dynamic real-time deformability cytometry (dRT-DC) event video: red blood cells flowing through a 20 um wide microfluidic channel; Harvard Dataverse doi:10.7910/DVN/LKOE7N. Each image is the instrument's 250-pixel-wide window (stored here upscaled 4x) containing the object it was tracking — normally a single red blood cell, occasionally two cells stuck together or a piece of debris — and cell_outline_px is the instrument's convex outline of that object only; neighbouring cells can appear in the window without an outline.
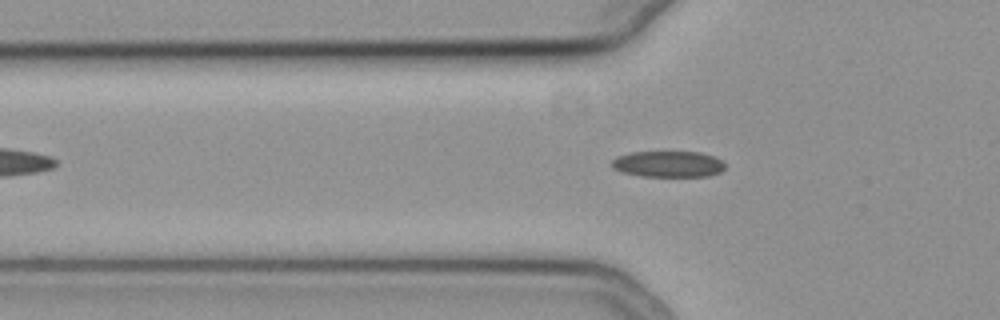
{"species": "common noctule bat (a hibernating species)", "species_latin": "Nyctalus noctula", "temperature_condition": "cold", "stored_images_in_passage": 52, "segment_of_instrument_passage": [1, 2], "camera_frame_rate_fps": 3000, "um_per_image_px": 0.085, "animal": {"sex": "female", "body_mass_g": 19.3, "forearm_length_mm": 54.1}, "frame": {"image": 1, "passage_image": 14, "time_ms": 4.333, "image_size_px": [1000, 320], "cell_outline_px": [[724, 168], [720, 172], [708, 176], [640, 176], [620, 172], [612, 168], [612, 160], [616, 156], [632, 152], [700, 152], [712, 156], [720, 160], [724, 164]], "centroid_in_image_um": [56.75, 13.95], "position_along_channel_um": 69.1, "area_um2": 17.22}}
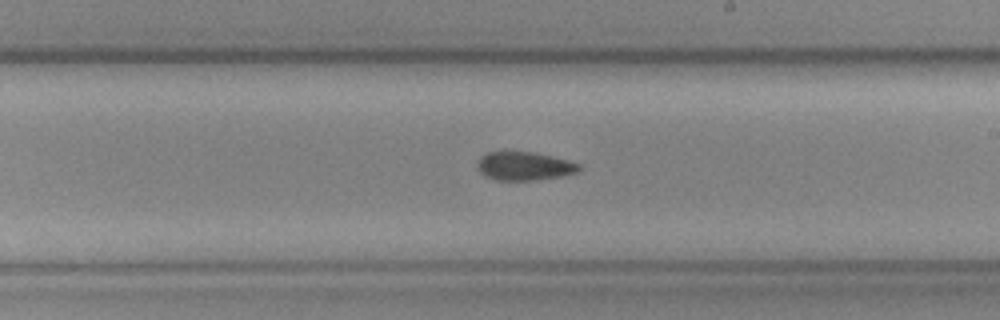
{"frame": {"image": 2, "passage_image": 28, "time_ms": 9.0, "image_size_px": [1000, 320], "cell_outline_px": [[584, 168], [580, 172], [564, 176], [536, 180], [496, 180], [484, 176], [476, 168], [476, 164], [480, 156], [488, 152], [532, 152], [568, 160], [580, 164]], "centroid_in_image_um": [44.59, 14.13], "position_along_channel_um": 244.4, "area_um2": 17.17}}
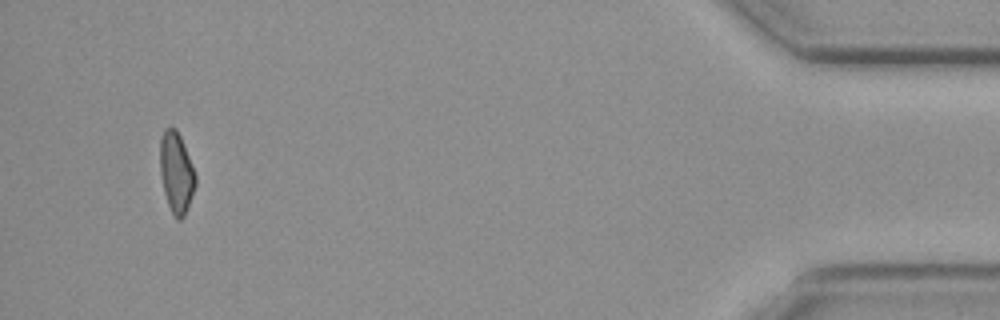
{"frame": {"image": 3, "passage_image": 48, "time_ms": 15.667, "image_size_px": [1000, 320], "cell_outline_px": [[196, 184], [184, 216], [180, 220], [176, 220], [172, 216], [164, 192], [160, 172], [160, 140], [164, 128], [176, 128], [180, 136], [196, 176]], "centroid_in_image_um": [14.97, 14.69], "position_along_channel_um": 420.2, "area_um2": 16.53}}